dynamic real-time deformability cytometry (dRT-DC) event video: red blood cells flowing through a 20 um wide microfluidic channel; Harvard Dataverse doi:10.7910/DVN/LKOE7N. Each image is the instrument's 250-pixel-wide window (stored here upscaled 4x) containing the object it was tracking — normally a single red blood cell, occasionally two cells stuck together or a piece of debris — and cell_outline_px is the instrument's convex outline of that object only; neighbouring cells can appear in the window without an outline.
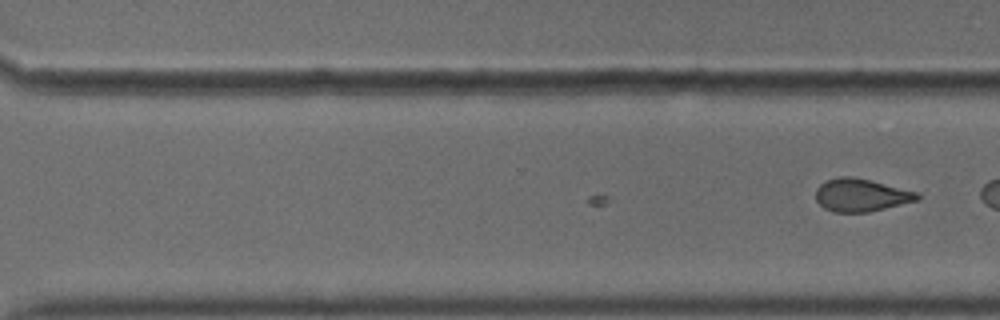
{"species": "common noctule bat (a hibernating species)", "species_latin": "Nyctalus noctula", "temperature_condition": "cold", "stored_images_in_passage": 25, "camera_frame_rate_fps": 3000, "um_per_image_px": 0.085, "animal": {"sex": "male", "body_mass_g": 18.8}, "frame": {"image": 1, "passage_image": 25, "time_ms": 8.0, "image_size_px": [1000, 320], "cell_outline_px": [[920, 200], [868, 212], [832, 212], [824, 208], [816, 200], [816, 188], [820, 184], [828, 180], [840, 176], [852, 176], [920, 192]], "centroid_in_image_um": [73.21, 16.59], "position_along_channel_um": 297.4, "area_um2": 19.48}}